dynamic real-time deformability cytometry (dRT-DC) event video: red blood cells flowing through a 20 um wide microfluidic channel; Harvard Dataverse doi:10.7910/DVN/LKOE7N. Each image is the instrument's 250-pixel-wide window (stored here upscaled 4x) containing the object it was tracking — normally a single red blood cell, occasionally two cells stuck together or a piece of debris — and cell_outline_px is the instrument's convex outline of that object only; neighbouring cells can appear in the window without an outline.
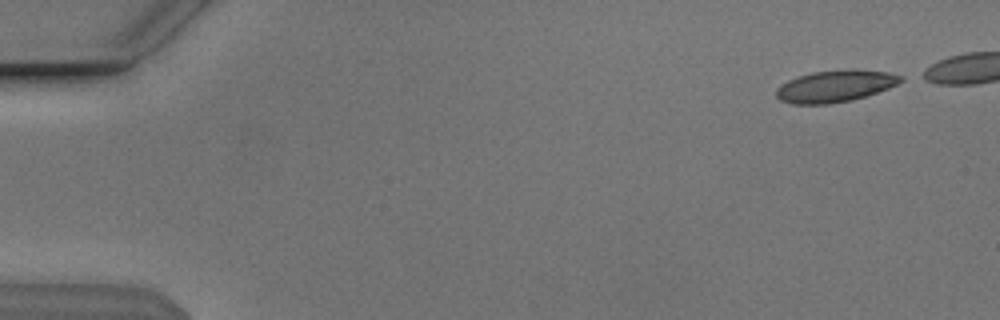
{"species": "Egyptian fruit bat (a non-hibernating species)", "species_latin": "Rousettus aegyptiacus", "temperature_condition": "cold", "stored_images_in_passage": 44, "camera_frame_rate_fps": 3000, "um_per_image_px": 0.085, "animal": {"sex": "male"}, "frame": {"image": 1, "passage_image": 1, "time_ms": 0.0, "image_size_px": [1000, 320], "cell_outline_px": [[904, 80], [888, 88], [852, 100], [828, 104], [792, 104], [780, 100], [776, 96], [776, 88], [788, 80], [812, 72], [852, 68], [856, 68], [888, 72], [904, 76]], "centroid_in_image_um": [71.0, 7.3], "position_along_channel_um": 14.0, "area_um2": 23.18}}
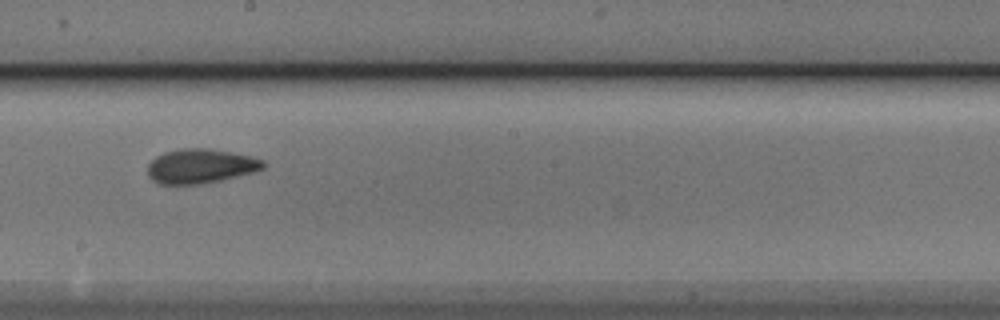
{"frame": {"image": 2, "passage_image": 28, "time_ms": 9.0, "image_size_px": [1000, 320], "cell_outline_px": [[264, 168], [252, 172], [220, 180], [200, 184], [156, 184], [148, 176], [148, 164], [156, 156], [164, 152], [180, 148], [208, 148], [232, 152], [252, 156], [264, 160]], "centroid_in_image_um": [17.02, 14.11], "position_along_channel_um": 231.2, "area_um2": 23.24}}
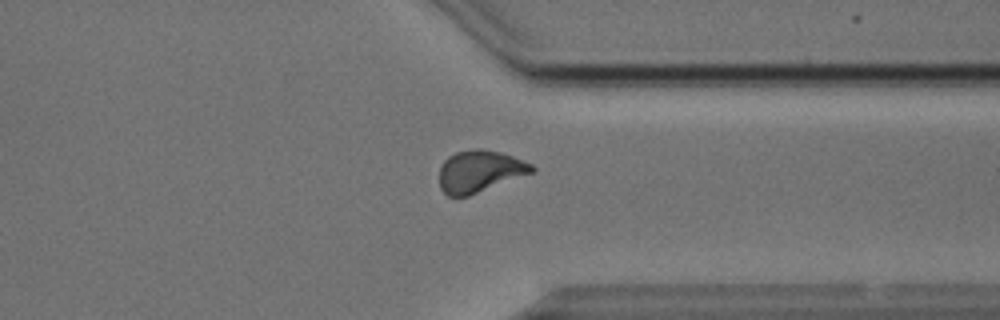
{"frame": {"image": 3, "passage_image": 39, "time_ms": 12.667, "image_size_px": [1000, 320], "cell_outline_px": [[536, 172], [468, 196], [448, 196], [440, 188], [440, 168], [444, 160], [448, 156], [456, 152], [476, 148], [480, 148], [512, 156], [532, 164], [536, 168]], "centroid_in_image_um": [40.79, 14.57], "position_along_channel_um": 370.6, "area_um2": 22.6}}